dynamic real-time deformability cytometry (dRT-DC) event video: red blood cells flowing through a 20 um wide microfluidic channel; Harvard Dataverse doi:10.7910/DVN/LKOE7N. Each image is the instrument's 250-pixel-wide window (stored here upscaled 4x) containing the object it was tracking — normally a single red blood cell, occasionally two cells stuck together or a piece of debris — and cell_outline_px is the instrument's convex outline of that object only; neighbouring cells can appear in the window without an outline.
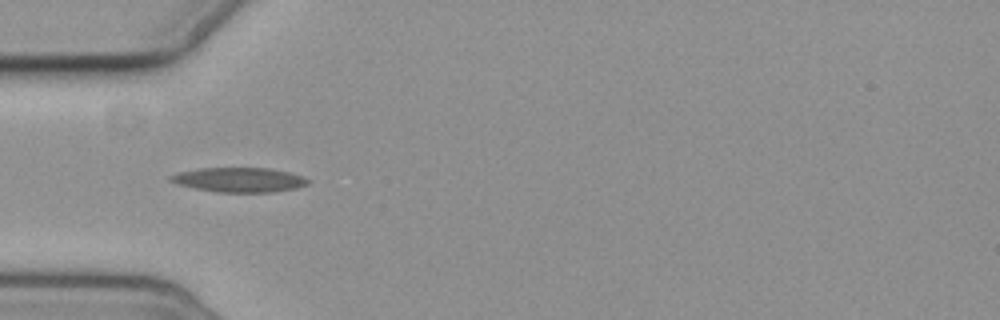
{"species": "common noctule bat (a hibernating species)", "species_latin": "Nyctalus noctula", "temperature_condition": "cold", "stored_images_in_passage": 2, "camera_frame_rate_fps": 3000, "um_per_image_px": 0.085, "animal": {"sex": "female", "body_mass_g": 19.3, "forearm_length_mm": 54.1}, "frame": {"image": 1, "passage_image": 1, "time_ms": 0.0, "image_size_px": [1000, 320], "cell_outline_px": [[312, 180], [308, 184], [296, 188], [272, 192], [216, 192], [196, 188], [180, 184], [168, 180], [168, 176], [180, 172], [200, 168], [268, 168], [288, 172], [304, 176]], "centroid_in_image_um": [20.38, 15.28], "position_along_channel_um": 64.6, "area_um2": 19.59}}
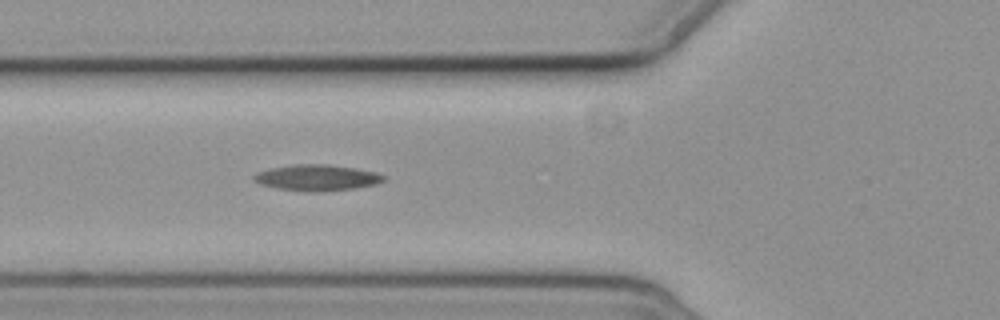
{"frame": {"image": 2, "passage_image": 2, "time_ms": 1.0, "image_size_px": [1000, 320], "cell_outline_px": [[388, 180], [376, 184], [356, 188], [324, 192], [304, 192], [276, 188], [260, 184], [252, 180], [252, 176], [256, 172], [272, 168], [292, 164], [328, 164], [356, 168], [376, 172], [384, 176]], "centroid_in_image_um": [26.94, 15.11], "position_along_channel_um": 98.9, "area_um2": 20.11}}